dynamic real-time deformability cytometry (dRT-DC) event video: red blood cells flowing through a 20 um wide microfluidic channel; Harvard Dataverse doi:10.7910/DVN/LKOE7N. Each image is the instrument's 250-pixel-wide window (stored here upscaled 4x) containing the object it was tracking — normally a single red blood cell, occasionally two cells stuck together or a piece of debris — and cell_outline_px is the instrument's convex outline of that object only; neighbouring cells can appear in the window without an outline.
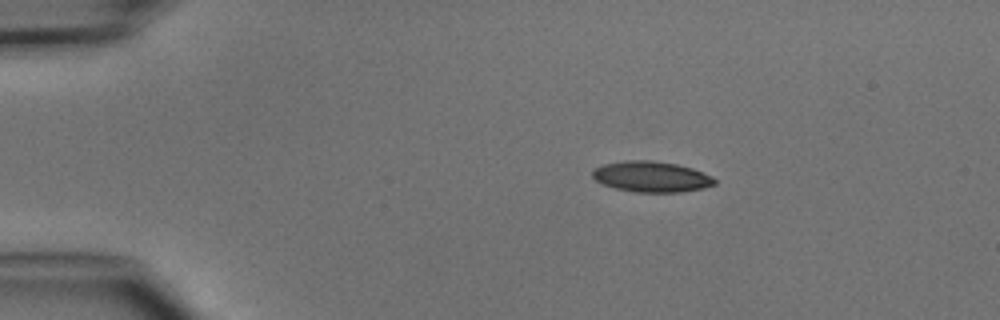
{"species": "common noctule bat (a hibernating species)", "species_latin": "Nyctalus noctula", "temperature_condition": "cold", "stored_images_in_passage": 3, "camera_frame_rate_fps": 3000, "um_per_image_px": 0.085, "animal": {"sex": "male", "body_mass_g": 15.6}, "frame": {"image": 1, "passage_image": 2, "time_ms": 1.0, "image_size_px": [1000, 320], "cell_outline_px": [[716, 184], [704, 188], [680, 192], [636, 192], [616, 188], [604, 184], [596, 180], [592, 176], [592, 172], [596, 168], [604, 164], [628, 160], [652, 160], [676, 164], [692, 168], [712, 176], [716, 180]], "centroid_in_image_um": [55.4, 15.02], "position_along_channel_um": 29.6, "area_um2": 21.73}}